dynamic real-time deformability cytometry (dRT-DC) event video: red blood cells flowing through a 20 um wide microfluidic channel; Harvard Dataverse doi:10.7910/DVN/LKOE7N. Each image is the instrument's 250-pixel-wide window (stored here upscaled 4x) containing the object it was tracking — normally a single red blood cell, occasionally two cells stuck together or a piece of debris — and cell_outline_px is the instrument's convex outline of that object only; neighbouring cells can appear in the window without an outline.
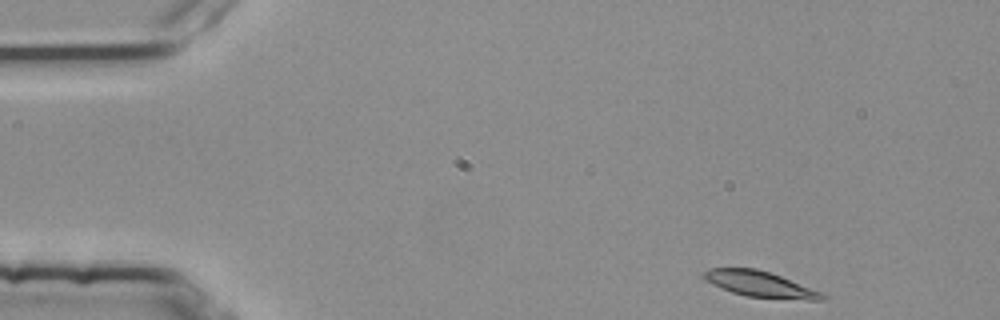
{"species": "common noctule bat (a hibernating species)", "species_latin": "Nyctalus noctula", "temperature_condition": "room temperature", "stored_images_in_passage": 45, "camera_frame_rate_fps": 3000, "um_per_image_px": 0.085, "animal": {"sex": "female", "body_mass_g": 25.1}, "frame": {"image": 1, "passage_image": 1, "time_ms": 0.0, "image_size_px": [1000, 320], "cell_outline_px": [[828, 296], [824, 300], [808, 300], [744, 296], [732, 292], [712, 284], [704, 280], [700, 276], [708, 268], [756, 268], [780, 276], [824, 292]], "centroid_in_image_um": [64.62, 24.16], "position_along_channel_um": 20.4, "area_um2": 17.92}}
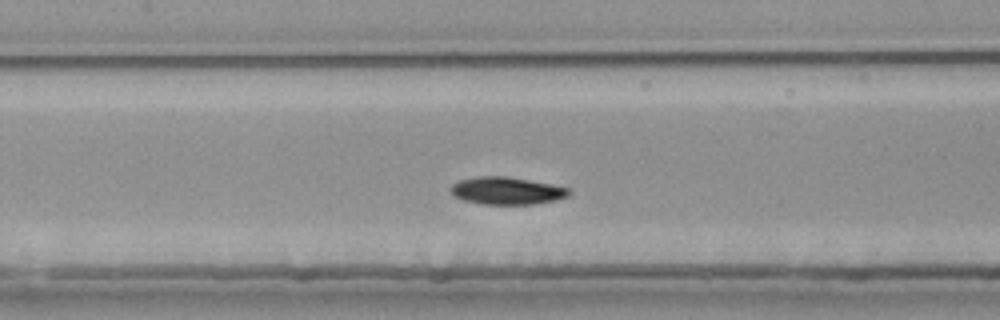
{"frame": {"image": 2, "passage_image": 20, "time_ms": 6.333, "image_size_px": [1000, 320], "cell_outline_px": [[572, 192], [568, 196], [556, 200], [532, 204], [484, 204], [464, 200], [456, 196], [448, 188], [452, 184], [460, 180], [476, 176], [508, 176], [552, 184], [568, 188]], "centroid_in_image_um": [43.08, 16.2], "position_along_channel_um": 164.3, "area_um2": 18.9}}
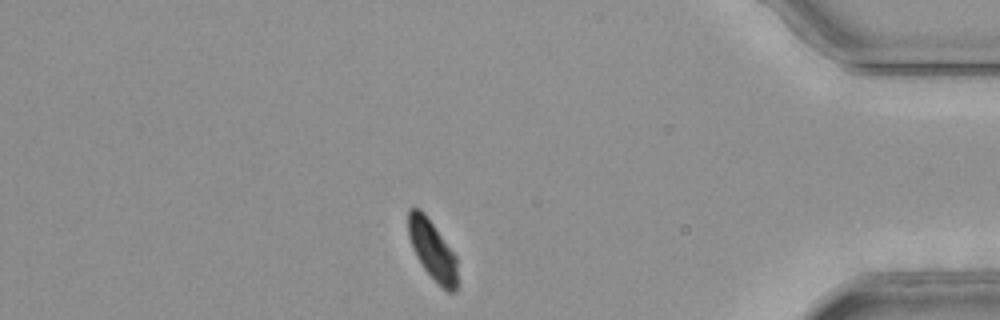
{"frame": {"image": 3, "passage_image": 42, "time_ms": 13.667, "image_size_px": [1000, 320], "cell_outline_px": [[456, 292], [448, 292], [424, 268], [416, 256], [412, 248], [408, 236], [408, 208], [420, 208], [424, 212], [456, 256]], "centroid_in_image_um": [36.72, 21.2], "position_along_channel_um": 398.5, "area_um2": 16.65}, "authors_computed_cell_mechanics": {"area_um2": 18.785, "velocity_mm_per_s": 3.7302, "shape_relaxation_time_tau1_ms": 3.0232, "shape_relaxation_time_tau2_ms": null, "deformation_change_tau1": 0.1181, "deformation_change_tau2": null}}